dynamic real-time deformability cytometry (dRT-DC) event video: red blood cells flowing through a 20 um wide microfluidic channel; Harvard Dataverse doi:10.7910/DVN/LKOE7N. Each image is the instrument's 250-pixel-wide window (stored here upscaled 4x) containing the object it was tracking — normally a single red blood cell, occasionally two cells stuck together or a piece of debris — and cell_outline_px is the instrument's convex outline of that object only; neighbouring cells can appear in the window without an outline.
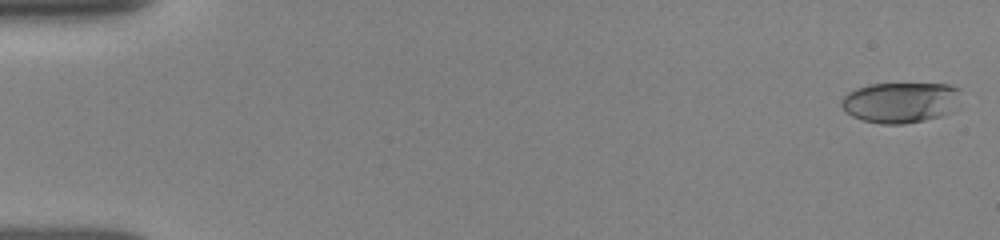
{"species": "human", "species_latin": "Homo sapiens", "temperature_condition": "room temperature", "stored_images_in_passage": 50, "camera_frame_rate_fps": 3000, "um_per_image_px": 0.085, "donor": {"sex": "female"}, "frame": {"image": 1, "passage_image": 1, "time_ms": 0.0, "image_size_px": [1000, 240], "cell_outline_px": [[960, 108], [952, 112], [940, 116], [924, 120], [904, 124], [880, 124], [864, 120], [852, 116], [840, 104], [840, 100], [848, 92], [856, 88], [868, 84], [948, 84], [960, 88]], "centroid_in_image_um": [76.61, 8.7], "position_along_channel_um": 8.4, "area_um2": 28.67}}
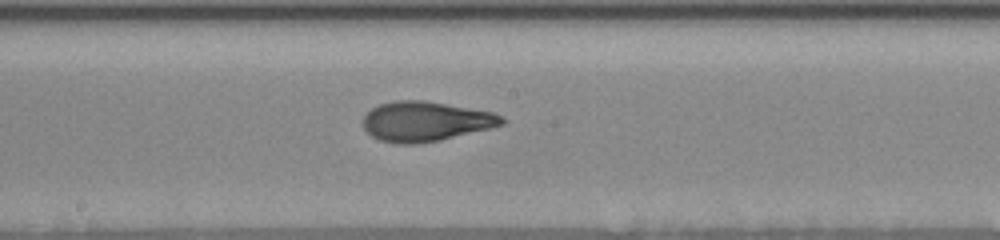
{"frame": {"image": 2, "passage_image": 28, "time_ms": 9.0, "image_size_px": [1000, 240], "cell_outline_px": [[508, 120], [504, 124], [492, 128], [440, 140], [420, 144], [396, 144], [380, 140], [372, 136], [364, 128], [360, 120], [372, 108], [380, 104], [396, 100], [424, 100], [496, 112], [504, 116]], "centroid_in_image_um": [36.21, 10.32], "position_along_channel_um": 212.0, "area_um2": 32.71}}
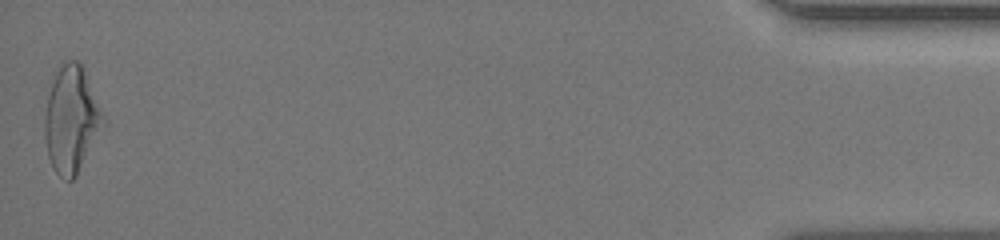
{"frame": {"image": 3, "passage_image": 50, "time_ms": 16.333, "image_size_px": [1000, 240], "cell_outline_px": [[104, 120], [76, 176], [72, 180], [68, 180], [60, 176], [52, 168], [48, 156], [44, 136], [44, 116], [52, 72], [60, 60], [76, 60], [80, 64], [84, 72], [104, 116]], "centroid_in_image_um": [5.98, 10.09], "position_along_channel_um": 429.2, "area_um2": 35.89}, "authors_computed_cell_mechanics": {"area_um2": 31.3854, "velocity_mm_per_s": 3.9604, "shape_relaxation_time_tau1_ms": 7.1739, "shape_relaxation_time_tau2_ms": 1.2525, "deformation_change_tau1": 0.252, "deformation_change_tau2": 0.0886}}